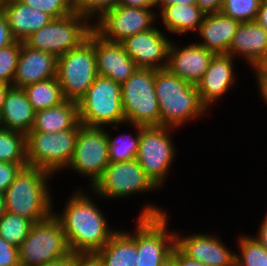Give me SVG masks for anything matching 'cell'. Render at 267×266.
I'll return each instance as SVG.
<instances>
[{
  "instance_id": "6da1fadb",
  "label": "cell",
  "mask_w": 267,
  "mask_h": 266,
  "mask_svg": "<svg viewBox=\"0 0 267 266\" xmlns=\"http://www.w3.org/2000/svg\"><path fill=\"white\" fill-rule=\"evenodd\" d=\"M80 187L75 188L72 194L69 193L60 212L55 210L56 205L53 207V216L61 223L71 253L95 254L119 227L114 229L111 226L108 217L95 201L98 196L94 191Z\"/></svg>"
},
{
  "instance_id": "7a4b0ae2",
  "label": "cell",
  "mask_w": 267,
  "mask_h": 266,
  "mask_svg": "<svg viewBox=\"0 0 267 266\" xmlns=\"http://www.w3.org/2000/svg\"><path fill=\"white\" fill-rule=\"evenodd\" d=\"M53 177L40 168H22L4 193L7 212L34 223L50 218L55 205L50 188Z\"/></svg>"
},
{
  "instance_id": "3957f363",
  "label": "cell",
  "mask_w": 267,
  "mask_h": 266,
  "mask_svg": "<svg viewBox=\"0 0 267 266\" xmlns=\"http://www.w3.org/2000/svg\"><path fill=\"white\" fill-rule=\"evenodd\" d=\"M155 93L161 126L179 130L186 123L199 121L208 115L209 111L200 101L197 86L172 74L167 68L156 70Z\"/></svg>"
},
{
  "instance_id": "277c9868",
  "label": "cell",
  "mask_w": 267,
  "mask_h": 266,
  "mask_svg": "<svg viewBox=\"0 0 267 266\" xmlns=\"http://www.w3.org/2000/svg\"><path fill=\"white\" fill-rule=\"evenodd\" d=\"M150 202L142 205L133 227L135 266H161L171 257L176 246V230L168 227L171 217L167 208Z\"/></svg>"
},
{
  "instance_id": "5b68a950",
  "label": "cell",
  "mask_w": 267,
  "mask_h": 266,
  "mask_svg": "<svg viewBox=\"0 0 267 266\" xmlns=\"http://www.w3.org/2000/svg\"><path fill=\"white\" fill-rule=\"evenodd\" d=\"M80 125L60 132L30 131L26 135L27 165L43 169L56 177L66 172L74 154Z\"/></svg>"
},
{
  "instance_id": "8992f818",
  "label": "cell",
  "mask_w": 267,
  "mask_h": 266,
  "mask_svg": "<svg viewBox=\"0 0 267 266\" xmlns=\"http://www.w3.org/2000/svg\"><path fill=\"white\" fill-rule=\"evenodd\" d=\"M98 76L95 31L78 47L58 57L57 78L66 100L78 102Z\"/></svg>"
},
{
  "instance_id": "52a82bcc",
  "label": "cell",
  "mask_w": 267,
  "mask_h": 266,
  "mask_svg": "<svg viewBox=\"0 0 267 266\" xmlns=\"http://www.w3.org/2000/svg\"><path fill=\"white\" fill-rule=\"evenodd\" d=\"M175 132L179 130L164 126L142 127L140 130L136 160L160 190L166 185L172 163L178 156V148L172 138Z\"/></svg>"
},
{
  "instance_id": "ba28073f",
  "label": "cell",
  "mask_w": 267,
  "mask_h": 266,
  "mask_svg": "<svg viewBox=\"0 0 267 266\" xmlns=\"http://www.w3.org/2000/svg\"><path fill=\"white\" fill-rule=\"evenodd\" d=\"M121 98V84L98 75L78 101L80 123L89 127L124 124Z\"/></svg>"
},
{
  "instance_id": "9c48e42d",
  "label": "cell",
  "mask_w": 267,
  "mask_h": 266,
  "mask_svg": "<svg viewBox=\"0 0 267 266\" xmlns=\"http://www.w3.org/2000/svg\"><path fill=\"white\" fill-rule=\"evenodd\" d=\"M154 69L137 68L121 85L125 123L143 127L161 126L160 110L155 93Z\"/></svg>"
},
{
  "instance_id": "30bf717a",
  "label": "cell",
  "mask_w": 267,
  "mask_h": 266,
  "mask_svg": "<svg viewBox=\"0 0 267 266\" xmlns=\"http://www.w3.org/2000/svg\"><path fill=\"white\" fill-rule=\"evenodd\" d=\"M18 248L21 266H43L71 254L61 223L53 215L35 223Z\"/></svg>"
},
{
  "instance_id": "8fae6325",
  "label": "cell",
  "mask_w": 267,
  "mask_h": 266,
  "mask_svg": "<svg viewBox=\"0 0 267 266\" xmlns=\"http://www.w3.org/2000/svg\"><path fill=\"white\" fill-rule=\"evenodd\" d=\"M93 25L78 12L53 19L49 24L30 35L24 43L39 51H45L57 58L78 47L88 38Z\"/></svg>"
},
{
  "instance_id": "7c38bea8",
  "label": "cell",
  "mask_w": 267,
  "mask_h": 266,
  "mask_svg": "<svg viewBox=\"0 0 267 266\" xmlns=\"http://www.w3.org/2000/svg\"><path fill=\"white\" fill-rule=\"evenodd\" d=\"M101 200L129 199L160 189L151 181L136 159L109 163L102 177L91 188Z\"/></svg>"
},
{
  "instance_id": "4fadbf2b",
  "label": "cell",
  "mask_w": 267,
  "mask_h": 266,
  "mask_svg": "<svg viewBox=\"0 0 267 266\" xmlns=\"http://www.w3.org/2000/svg\"><path fill=\"white\" fill-rule=\"evenodd\" d=\"M106 127L80 125L72 160L66 170L88 178V189L102 177L109 165Z\"/></svg>"
},
{
  "instance_id": "5bb4252c",
  "label": "cell",
  "mask_w": 267,
  "mask_h": 266,
  "mask_svg": "<svg viewBox=\"0 0 267 266\" xmlns=\"http://www.w3.org/2000/svg\"><path fill=\"white\" fill-rule=\"evenodd\" d=\"M156 9L118 5L93 24V30L104 40L121 42L125 38L146 32L158 23Z\"/></svg>"
},
{
  "instance_id": "9a60e30c",
  "label": "cell",
  "mask_w": 267,
  "mask_h": 266,
  "mask_svg": "<svg viewBox=\"0 0 267 266\" xmlns=\"http://www.w3.org/2000/svg\"><path fill=\"white\" fill-rule=\"evenodd\" d=\"M158 27L159 25H156L146 32L129 36L120 42L137 68L160 70L167 67L172 39L167 32Z\"/></svg>"
},
{
  "instance_id": "2e32d148",
  "label": "cell",
  "mask_w": 267,
  "mask_h": 266,
  "mask_svg": "<svg viewBox=\"0 0 267 266\" xmlns=\"http://www.w3.org/2000/svg\"><path fill=\"white\" fill-rule=\"evenodd\" d=\"M176 229V246L189 258L207 266H235V251L214 233L187 235Z\"/></svg>"
},
{
  "instance_id": "e0dca14e",
  "label": "cell",
  "mask_w": 267,
  "mask_h": 266,
  "mask_svg": "<svg viewBox=\"0 0 267 266\" xmlns=\"http://www.w3.org/2000/svg\"><path fill=\"white\" fill-rule=\"evenodd\" d=\"M235 60L229 54H215L202 79L196 84L200 101L207 110L236 87L238 74H235Z\"/></svg>"
},
{
  "instance_id": "ac0fdd59",
  "label": "cell",
  "mask_w": 267,
  "mask_h": 266,
  "mask_svg": "<svg viewBox=\"0 0 267 266\" xmlns=\"http://www.w3.org/2000/svg\"><path fill=\"white\" fill-rule=\"evenodd\" d=\"M172 41L169 45L167 69L179 78L196 85L205 74L214 52L194 42ZM182 43H184L182 45Z\"/></svg>"
},
{
  "instance_id": "d6986e66",
  "label": "cell",
  "mask_w": 267,
  "mask_h": 266,
  "mask_svg": "<svg viewBox=\"0 0 267 266\" xmlns=\"http://www.w3.org/2000/svg\"><path fill=\"white\" fill-rule=\"evenodd\" d=\"M97 73L116 83L123 84L136 71L137 66L119 42L104 40L95 32Z\"/></svg>"
},
{
  "instance_id": "ffe728a7",
  "label": "cell",
  "mask_w": 267,
  "mask_h": 266,
  "mask_svg": "<svg viewBox=\"0 0 267 266\" xmlns=\"http://www.w3.org/2000/svg\"><path fill=\"white\" fill-rule=\"evenodd\" d=\"M58 58L45 51H39L21 42V52L12 83L13 87L25 86L57 77Z\"/></svg>"
},
{
  "instance_id": "44dd1931",
  "label": "cell",
  "mask_w": 267,
  "mask_h": 266,
  "mask_svg": "<svg viewBox=\"0 0 267 266\" xmlns=\"http://www.w3.org/2000/svg\"><path fill=\"white\" fill-rule=\"evenodd\" d=\"M228 54L253 70L267 55V32L256 21L240 23Z\"/></svg>"
},
{
  "instance_id": "7402d4cb",
  "label": "cell",
  "mask_w": 267,
  "mask_h": 266,
  "mask_svg": "<svg viewBox=\"0 0 267 266\" xmlns=\"http://www.w3.org/2000/svg\"><path fill=\"white\" fill-rule=\"evenodd\" d=\"M240 24L222 12L207 13L194 36L195 42L215 54H228L229 46Z\"/></svg>"
},
{
  "instance_id": "603a6c76",
  "label": "cell",
  "mask_w": 267,
  "mask_h": 266,
  "mask_svg": "<svg viewBox=\"0 0 267 266\" xmlns=\"http://www.w3.org/2000/svg\"><path fill=\"white\" fill-rule=\"evenodd\" d=\"M2 11L7 18L12 37L21 42L54 19L48 13L27 6L19 0H9Z\"/></svg>"
},
{
  "instance_id": "cb8c5ba5",
  "label": "cell",
  "mask_w": 267,
  "mask_h": 266,
  "mask_svg": "<svg viewBox=\"0 0 267 266\" xmlns=\"http://www.w3.org/2000/svg\"><path fill=\"white\" fill-rule=\"evenodd\" d=\"M35 112L24 89L11 86L0 112L2 128L27 135L32 130Z\"/></svg>"
},
{
  "instance_id": "d4e9b609",
  "label": "cell",
  "mask_w": 267,
  "mask_h": 266,
  "mask_svg": "<svg viewBox=\"0 0 267 266\" xmlns=\"http://www.w3.org/2000/svg\"><path fill=\"white\" fill-rule=\"evenodd\" d=\"M158 15L160 28L163 26L161 29L168 35L186 36L192 33L195 36L205 13L197 5L174 4L165 7Z\"/></svg>"
},
{
  "instance_id": "484cf974",
  "label": "cell",
  "mask_w": 267,
  "mask_h": 266,
  "mask_svg": "<svg viewBox=\"0 0 267 266\" xmlns=\"http://www.w3.org/2000/svg\"><path fill=\"white\" fill-rule=\"evenodd\" d=\"M79 123L78 102L65 100L57 106L36 111L31 131L60 132L73 129Z\"/></svg>"
},
{
  "instance_id": "4316f807",
  "label": "cell",
  "mask_w": 267,
  "mask_h": 266,
  "mask_svg": "<svg viewBox=\"0 0 267 266\" xmlns=\"http://www.w3.org/2000/svg\"><path fill=\"white\" fill-rule=\"evenodd\" d=\"M94 255L102 266H135L134 229L127 231L118 228L110 240Z\"/></svg>"
},
{
  "instance_id": "83f0119b",
  "label": "cell",
  "mask_w": 267,
  "mask_h": 266,
  "mask_svg": "<svg viewBox=\"0 0 267 266\" xmlns=\"http://www.w3.org/2000/svg\"><path fill=\"white\" fill-rule=\"evenodd\" d=\"M121 125L132 127V131H135L133 133L134 136L130 134V132H121L122 134L120 133L117 135L115 133L114 135L113 131H120V127H122ZM142 127L143 126L141 125L129 123L120 124V126L118 124L106 127L108 140L107 149L110 163L124 162L136 159L140 139V130Z\"/></svg>"
},
{
  "instance_id": "f1b7e54d",
  "label": "cell",
  "mask_w": 267,
  "mask_h": 266,
  "mask_svg": "<svg viewBox=\"0 0 267 266\" xmlns=\"http://www.w3.org/2000/svg\"><path fill=\"white\" fill-rule=\"evenodd\" d=\"M23 89L35 111L57 106L66 100L57 77L29 84Z\"/></svg>"
},
{
  "instance_id": "f546056e",
  "label": "cell",
  "mask_w": 267,
  "mask_h": 266,
  "mask_svg": "<svg viewBox=\"0 0 267 266\" xmlns=\"http://www.w3.org/2000/svg\"><path fill=\"white\" fill-rule=\"evenodd\" d=\"M0 162L17 163L23 168L28 166L25 134L5 128L0 129Z\"/></svg>"
},
{
  "instance_id": "4dcf8cb0",
  "label": "cell",
  "mask_w": 267,
  "mask_h": 266,
  "mask_svg": "<svg viewBox=\"0 0 267 266\" xmlns=\"http://www.w3.org/2000/svg\"><path fill=\"white\" fill-rule=\"evenodd\" d=\"M235 266H267V250L250 234H239Z\"/></svg>"
},
{
  "instance_id": "1f68e13d",
  "label": "cell",
  "mask_w": 267,
  "mask_h": 266,
  "mask_svg": "<svg viewBox=\"0 0 267 266\" xmlns=\"http://www.w3.org/2000/svg\"><path fill=\"white\" fill-rule=\"evenodd\" d=\"M34 224L29 219L6 212L0 217V237L19 247Z\"/></svg>"
},
{
  "instance_id": "d6a6232c",
  "label": "cell",
  "mask_w": 267,
  "mask_h": 266,
  "mask_svg": "<svg viewBox=\"0 0 267 266\" xmlns=\"http://www.w3.org/2000/svg\"><path fill=\"white\" fill-rule=\"evenodd\" d=\"M261 0H223L220 12L240 23L255 21Z\"/></svg>"
},
{
  "instance_id": "836d02e7",
  "label": "cell",
  "mask_w": 267,
  "mask_h": 266,
  "mask_svg": "<svg viewBox=\"0 0 267 266\" xmlns=\"http://www.w3.org/2000/svg\"><path fill=\"white\" fill-rule=\"evenodd\" d=\"M21 52V41L14 40L0 49V83L12 86Z\"/></svg>"
},
{
  "instance_id": "e575fe53",
  "label": "cell",
  "mask_w": 267,
  "mask_h": 266,
  "mask_svg": "<svg viewBox=\"0 0 267 266\" xmlns=\"http://www.w3.org/2000/svg\"><path fill=\"white\" fill-rule=\"evenodd\" d=\"M119 0H80L74 11L84 16L92 25L106 12L118 6Z\"/></svg>"
},
{
  "instance_id": "d590c367",
  "label": "cell",
  "mask_w": 267,
  "mask_h": 266,
  "mask_svg": "<svg viewBox=\"0 0 267 266\" xmlns=\"http://www.w3.org/2000/svg\"><path fill=\"white\" fill-rule=\"evenodd\" d=\"M23 4L39 9L54 19L66 17L74 12V7L67 0H19Z\"/></svg>"
},
{
  "instance_id": "8d00e7d4",
  "label": "cell",
  "mask_w": 267,
  "mask_h": 266,
  "mask_svg": "<svg viewBox=\"0 0 267 266\" xmlns=\"http://www.w3.org/2000/svg\"><path fill=\"white\" fill-rule=\"evenodd\" d=\"M0 266H21L19 248L0 237Z\"/></svg>"
},
{
  "instance_id": "74e56055",
  "label": "cell",
  "mask_w": 267,
  "mask_h": 266,
  "mask_svg": "<svg viewBox=\"0 0 267 266\" xmlns=\"http://www.w3.org/2000/svg\"><path fill=\"white\" fill-rule=\"evenodd\" d=\"M23 167L17 163L0 162V193H5Z\"/></svg>"
},
{
  "instance_id": "f35d334b",
  "label": "cell",
  "mask_w": 267,
  "mask_h": 266,
  "mask_svg": "<svg viewBox=\"0 0 267 266\" xmlns=\"http://www.w3.org/2000/svg\"><path fill=\"white\" fill-rule=\"evenodd\" d=\"M171 258L175 261L176 266H207L204 263L189 258L177 246L173 248Z\"/></svg>"
},
{
  "instance_id": "ab89813d",
  "label": "cell",
  "mask_w": 267,
  "mask_h": 266,
  "mask_svg": "<svg viewBox=\"0 0 267 266\" xmlns=\"http://www.w3.org/2000/svg\"><path fill=\"white\" fill-rule=\"evenodd\" d=\"M15 39L12 37L10 28L8 26V21L3 13L0 11V49L11 44Z\"/></svg>"
},
{
  "instance_id": "60d3db41",
  "label": "cell",
  "mask_w": 267,
  "mask_h": 266,
  "mask_svg": "<svg viewBox=\"0 0 267 266\" xmlns=\"http://www.w3.org/2000/svg\"><path fill=\"white\" fill-rule=\"evenodd\" d=\"M223 0H196V5L205 13L220 12Z\"/></svg>"
},
{
  "instance_id": "b9f144b4",
  "label": "cell",
  "mask_w": 267,
  "mask_h": 266,
  "mask_svg": "<svg viewBox=\"0 0 267 266\" xmlns=\"http://www.w3.org/2000/svg\"><path fill=\"white\" fill-rule=\"evenodd\" d=\"M264 217L262 218L259 227L257 228V233L255 235H251L255 238L262 247L267 250V211L264 213Z\"/></svg>"
},
{
  "instance_id": "7bdbcfd3",
  "label": "cell",
  "mask_w": 267,
  "mask_h": 266,
  "mask_svg": "<svg viewBox=\"0 0 267 266\" xmlns=\"http://www.w3.org/2000/svg\"><path fill=\"white\" fill-rule=\"evenodd\" d=\"M156 3L157 0H119L118 5L156 9Z\"/></svg>"
},
{
  "instance_id": "ee69618b",
  "label": "cell",
  "mask_w": 267,
  "mask_h": 266,
  "mask_svg": "<svg viewBox=\"0 0 267 266\" xmlns=\"http://www.w3.org/2000/svg\"><path fill=\"white\" fill-rule=\"evenodd\" d=\"M76 266H102L99 259L94 254H77Z\"/></svg>"
},
{
  "instance_id": "f6af8a7d",
  "label": "cell",
  "mask_w": 267,
  "mask_h": 266,
  "mask_svg": "<svg viewBox=\"0 0 267 266\" xmlns=\"http://www.w3.org/2000/svg\"><path fill=\"white\" fill-rule=\"evenodd\" d=\"M174 4L196 5V0H157V15L167 6Z\"/></svg>"
},
{
  "instance_id": "bcb514c9",
  "label": "cell",
  "mask_w": 267,
  "mask_h": 266,
  "mask_svg": "<svg viewBox=\"0 0 267 266\" xmlns=\"http://www.w3.org/2000/svg\"><path fill=\"white\" fill-rule=\"evenodd\" d=\"M255 21L267 32V2H261Z\"/></svg>"
},
{
  "instance_id": "7dc6e473",
  "label": "cell",
  "mask_w": 267,
  "mask_h": 266,
  "mask_svg": "<svg viewBox=\"0 0 267 266\" xmlns=\"http://www.w3.org/2000/svg\"><path fill=\"white\" fill-rule=\"evenodd\" d=\"M76 261H77V254L71 253L60 260L51 262L43 266H76Z\"/></svg>"
},
{
  "instance_id": "c3c4849f",
  "label": "cell",
  "mask_w": 267,
  "mask_h": 266,
  "mask_svg": "<svg viewBox=\"0 0 267 266\" xmlns=\"http://www.w3.org/2000/svg\"><path fill=\"white\" fill-rule=\"evenodd\" d=\"M255 82L258 89V96L267 105V78H255Z\"/></svg>"
},
{
  "instance_id": "681fc988",
  "label": "cell",
  "mask_w": 267,
  "mask_h": 266,
  "mask_svg": "<svg viewBox=\"0 0 267 266\" xmlns=\"http://www.w3.org/2000/svg\"><path fill=\"white\" fill-rule=\"evenodd\" d=\"M254 71V72H253ZM252 75L255 78H267V55L265 58L252 70Z\"/></svg>"
},
{
  "instance_id": "f907efd6",
  "label": "cell",
  "mask_w": 267,
  "mask_h": 266,
  "mask_svg": "<svg viewBox=\"0 0 267 266\" xmlns=\"http://www.w3.org/2000/svg\"><path fill=\"white\" fill-rule=\"evenodd\" d=\"M10 87L11 86H9V85L0 83V112H1V109H2V106L4 103L5 96H6L7 91Z\"/></svg>"
},
{
  "instance_id": "816d5d0a",
  "label": "cell",
  "mask_w": 267,
  "mask_h": 266,
  "mask_svg": "<svg viewBox=\"0 0 267 266\" xmlns=\"http://www.w3.org/2000/svg\"><path fill=\"white\" fill-rule=\"evenodd\" d=\"M7 212L4 193H0V217Z\"/></svg>"
},
{
  "instance_id": "f5cc1de1",
  "label": "cell",
  "mask_w": 267,
  "mask_h": 266,
  "mask_svg": "<svg viewBox=\"0 0 267 266\" xmlns=\"http://www.w3.org/2000/svg\"><path fill=\"white\" fill-rule=\"evenodd\" d=\"M161 266H176L175 261L170 257L164 264Z\"/></svg>"
},
{
  "instance_id": "db71d44e",
  "label": "cell",
  "mask_w": 267,
  "mask_h": 266,
  "mask_svg": "<svg viewBox=\"0 0 267 266\" xmlns=\"http://www.w3.org/2000/svg\"><path fill=\"white\" fill-rule=\"evenodd\" d=\"M73 7H75L80 0H67Z\"/></svg>"
},
{
  "instance_id": "11a10c76",
  "label": "cell",
  "mask_w": 267,
  "mask_h": 266,
  "mask_svg": "<svg viewBox=\"0 0 267 266\" xmlns=\"http://www.w3.org/2000/svg\"><path fill=\"white\" fill-rule=\"evenodd\" d=\"M9 0H0V11L3 10L4 5L8 2Z\"/></svg>"
}]
</instances>
